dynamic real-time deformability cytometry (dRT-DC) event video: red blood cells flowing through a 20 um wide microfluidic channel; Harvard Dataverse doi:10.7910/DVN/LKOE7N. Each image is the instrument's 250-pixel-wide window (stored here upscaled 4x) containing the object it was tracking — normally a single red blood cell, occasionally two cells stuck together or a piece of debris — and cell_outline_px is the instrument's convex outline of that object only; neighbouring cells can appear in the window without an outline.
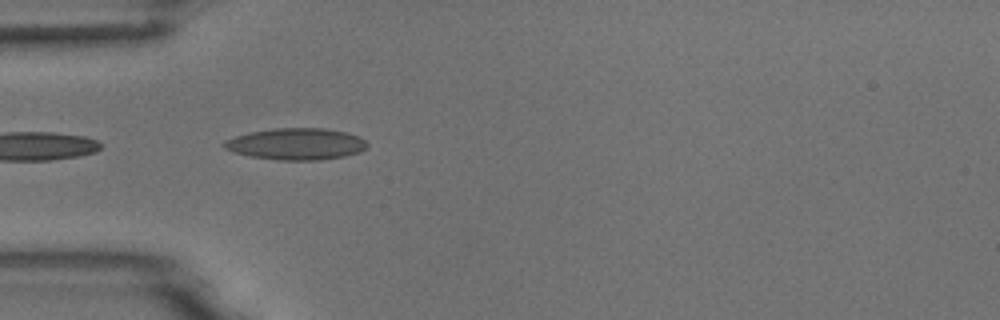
{"species": "common noctule bat (a hibernating species)", "species_latin": "Nyctalus noctula", "temperature_condition": "room temperature", "stored_images_in_passage": 6, "camera_frame_rate_fps": 3000, "um_per_image_px": 0.085, "animal": {"sex": "male", "body_mass_g": 18.8}, "frame": {"image": 1, "passage_image": 5, "time_ms": 4.667, "image_size_px": [1000, 320], "cell_outline_px": [[368, 144], [360, 152], [344, 156], [320, 160], [280, 160], [252, 156], [232, 152], [224, 148], [220, 144], [224, 140], [236, 136], [252, 132], [272, 128], [324, 128], [344, 132], [360, 136]], "centroid_in_image_um": [25.15, 12.23], "position_along_channel_um": 59.8, "area_um2": 26.3}}